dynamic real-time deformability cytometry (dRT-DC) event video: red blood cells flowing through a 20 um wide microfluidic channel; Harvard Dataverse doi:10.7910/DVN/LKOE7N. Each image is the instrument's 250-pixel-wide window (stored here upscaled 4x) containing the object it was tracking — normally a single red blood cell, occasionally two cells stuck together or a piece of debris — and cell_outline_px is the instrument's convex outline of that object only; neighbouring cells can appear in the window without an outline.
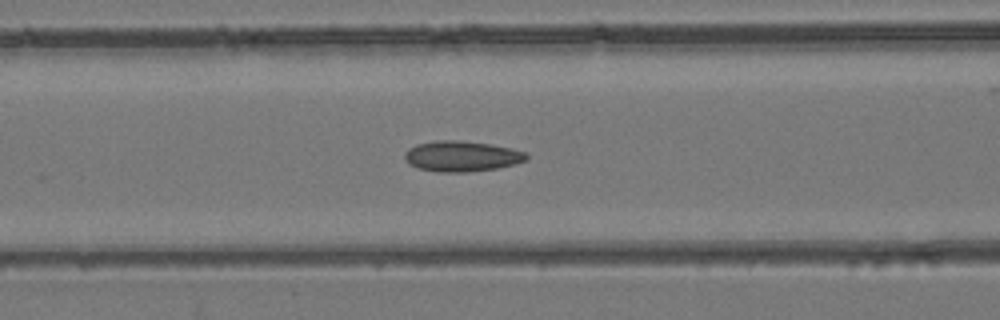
{"species": "common noctule bat (a hibernating species)", "species_latin": "Nyctalus noctula", "temperature_condition": "room temperature", "stored_images_in_passage": 44, "camera_frame_rate_fps": 3000, "um_per_image_px": 0.085, "animal": {"sex": "female", "body_mass_g": 24.6, "forearm_length_mm": 56.2}, "frame": {"image": 1, "passage_image": 18, "time_ms": 5.667, "image_size_px": [1000, 320], "cell_outline_px": [[528, 160], [496, 168], [468, 172], [440, 172], [420, 168], [408, 164], [404, 156], [404, 152], [408, 148], [416, 144], [436, 140], [456, 140], [488, 144], [508, 148], [524, 152], [528, 156]], "centroid_in_image_um": [39.19, 13.28], "position_along_channel_um": 127.4, "area_um2": 21.44}}
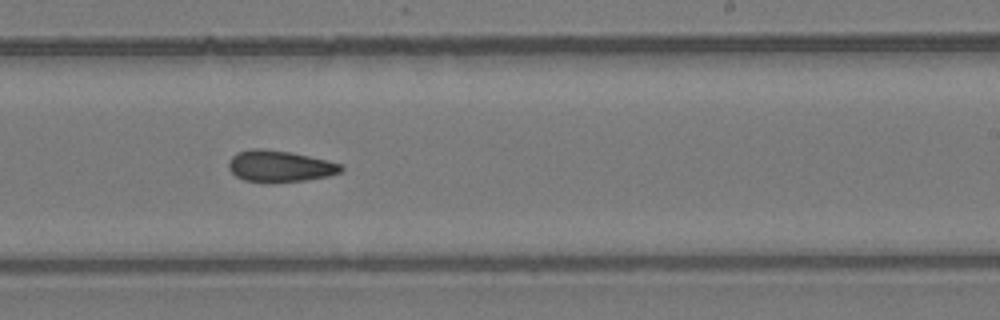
{"frame": {"image": 2, "passage_image": 27, "time_ms": 8.667, "image_size_px": [1000, 320], "cell_outline_px": [[344, 168], [340, 172], [328, 176], [304, 180], [244, 180], [236, 176], [228, 168], [228, 164], [232, 156], [236, 152], [252, 148], [264, 148], [292, 152], [328, 160], [340, 164]], "centroid_in_image_um": [23.78, 14.07], "position_along_channel_um": 265.2, "area_um2": 20.11}}
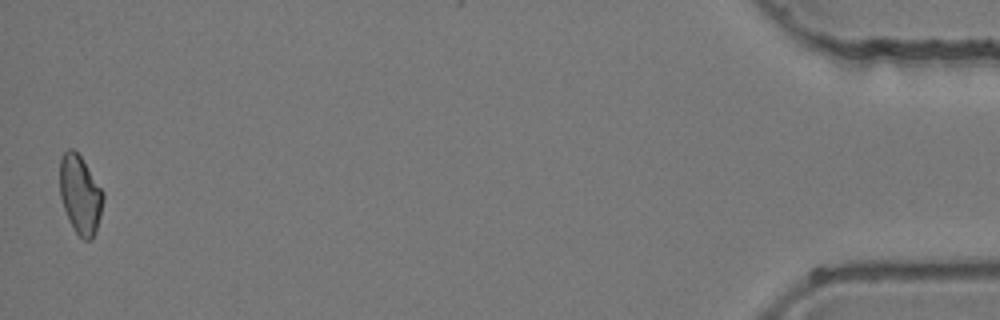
{"frame": {"image": 3, "passage_image": 44, "time_ms": 14.333, "image_size_px": [1000, 320], "cell_outline_px": [[104, 196], [100, 216], [96, 232], [92, 240], [84, 240], [76, 232], [64, 208], [60, 196], [60, 160], [64, 152], [68, 148], [72, 148], [80, 156], [104, 192]], "centroid_in_image_um": [6.82, 16.54], "position_along_channel_um": 428.4, "area_um2": 19.59}}